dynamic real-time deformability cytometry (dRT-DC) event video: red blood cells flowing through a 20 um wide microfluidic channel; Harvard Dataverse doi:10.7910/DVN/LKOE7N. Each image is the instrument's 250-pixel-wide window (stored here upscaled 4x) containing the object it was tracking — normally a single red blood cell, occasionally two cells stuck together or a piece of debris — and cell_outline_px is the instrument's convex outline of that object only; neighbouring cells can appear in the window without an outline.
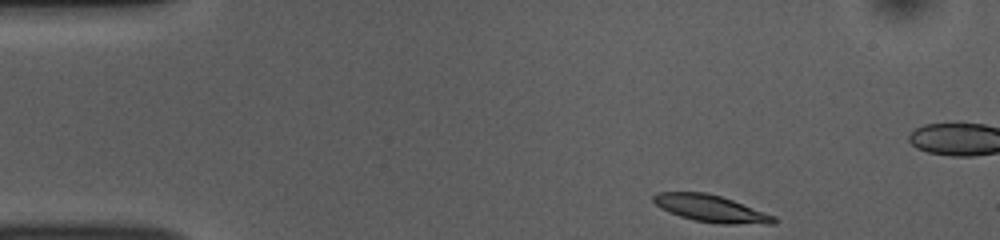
{"species": "common noctule bat (a hibernating species)", "species_latin": "Nyctalus noctula", "temperature_condition": "room temperature", "stored_images_in_passage": 47, "camera_frame_rate_fps": 3000, "um_per_image_px": 0.085, "animal": {"sex": "female", "body_mass_g": 10.0, "forearm_length_mm": 53.1}, "frame": {"image": 1, "passage_image": 1, "time_ms": 0.0, "image_size_px": [1000, 240], "cell_outline_px": [[776, 224], [720, 224], [696, 220], [680, 216], [660, 208], [652, 200], [652, 196], [656, 192], [704, 192], [720, 196], [732, 200], [776, 216]], "centroid_in_image_um": [60.43, 17.73], "position_along_channel_um": 24.6, "area_um2": 18.84}}
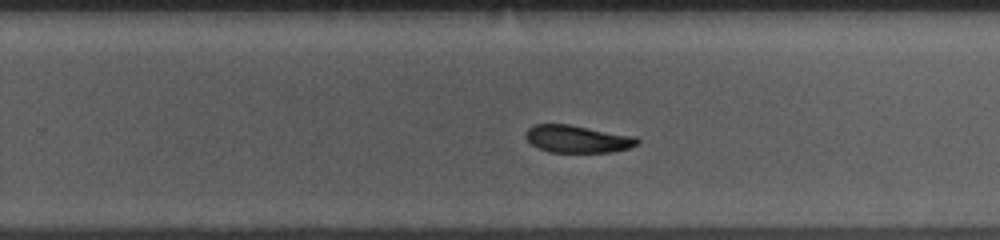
{"frame": {"image": 2, "passage_image": 27, "time_ms": 8.667, "image_size_px": [1000, 240], "cell_outline_px": [[640, 144], [628, 148], [612, 152], [548, 152], [536, 148], [524, 136], [528, 128], [532, 124], [568, 124], [636, 136], [640, 140]], "centroid_in_image_um": [49.08, 11.81], "position_along_channel_um": 280.7, "area_um2": 18.03}}
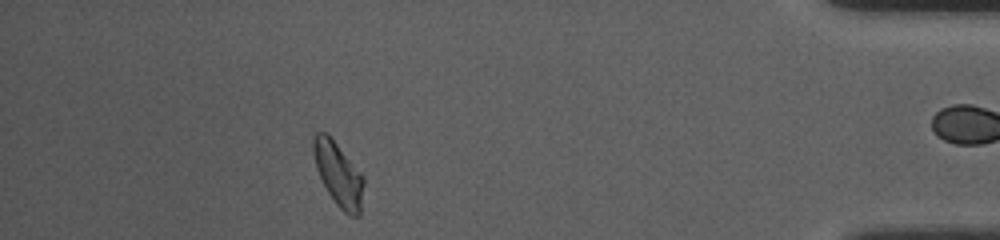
{"frame": {"image": 3, "passage_image": 41, "time_ms": 13.333, "image_size_px": [1000, 240], "cell_outline_px": [[364, 184], [360, 216], [352, 216], [344, 212], [336, 204], [328, 192], [316, 168], [312, 148], [312, 136], [316, 132], [328, 132], [364, 176]], "centroid_in_image_um": [28.76, 14.76], "position_along_channel_um": 406.4, "area_um2": 18.9}, "authors_computed_cell_mechanics": {"area_um2": 18.9006, "velocity_mm_per_s": 3.7465, "shape_relaxation_time_tau1_ms": 2.8634, "shape_relaxation_time_tau2_ms": 5.9378, "deformation_change_tau1": 0.1091, "deformation_change_tau2": 0.1089}}